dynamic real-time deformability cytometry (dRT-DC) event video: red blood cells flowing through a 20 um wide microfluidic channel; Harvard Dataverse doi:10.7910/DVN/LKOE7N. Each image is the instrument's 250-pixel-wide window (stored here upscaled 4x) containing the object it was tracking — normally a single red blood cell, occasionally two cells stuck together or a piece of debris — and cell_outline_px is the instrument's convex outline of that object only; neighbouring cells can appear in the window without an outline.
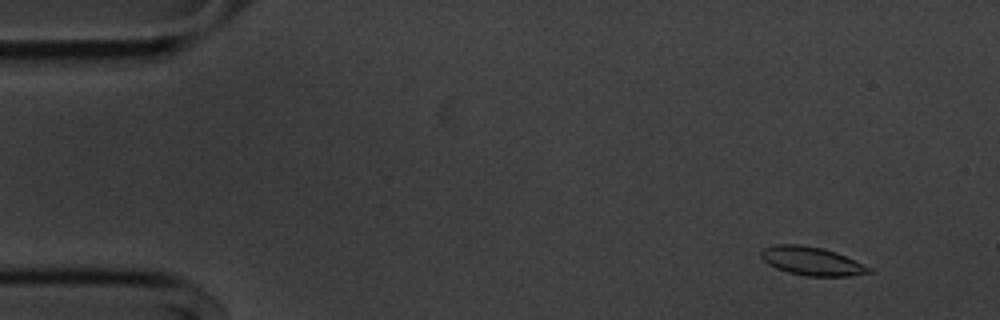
{"species": "common noctule bat (a hibernating species)", "species_latin": "Nyctalus noctula", "temperature_condition": "cold", "stored_images_in_passage": 55, "camera_frame_rate_fps": 3000, "um_per_image_px": 0.085, "animal": {"sex": "male", "body_mass_g": 20.1, "forearm_length_mm": 53.5}, "frame": {"image": 1, "passage_image": 4, "time_ms": 1.0, "image_size_px": [1000, 320], "cell_outline_px": [[872, 272], [848, 276], [804, 276], [788, 272], [776, 268], [768, 264], [760, 256], [760, 252], [764, 248], [776, 244], [800, 244], [824, 248], [836, 252], [864, 264], [872, 268]], "centroid_in_image_um": [68.99, 22.19], "position_along_channel_um": 16.0, "area_um2": 17.98}}
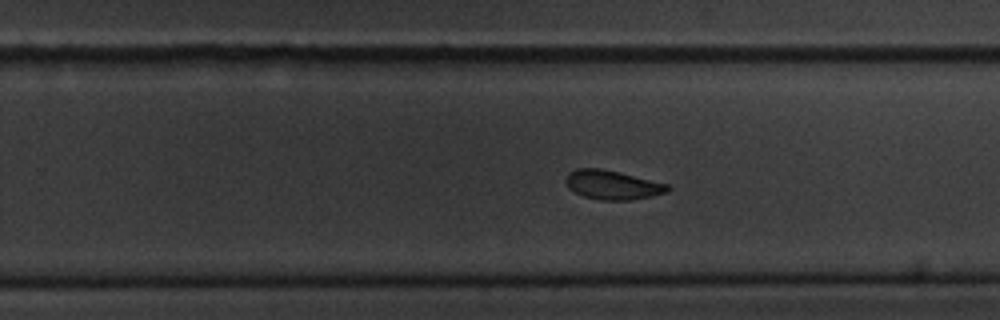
{"frame": {"image": 2, "passage_image": 34, "time_ms": 11.0, "image_size_px": [1000, 320], "cell_outline_px": [[672, 188], [668, 192], [652, 196], [632, 200], [600, 200], [584, 196], [568, 188], [564, 180], [568, 172], [576, 168], [600, 168], [668, 184]], "centroid_in_image_um": [52.04, 15.72], "position_along_channel_um": 277.8, "area_um2": 17.28}}
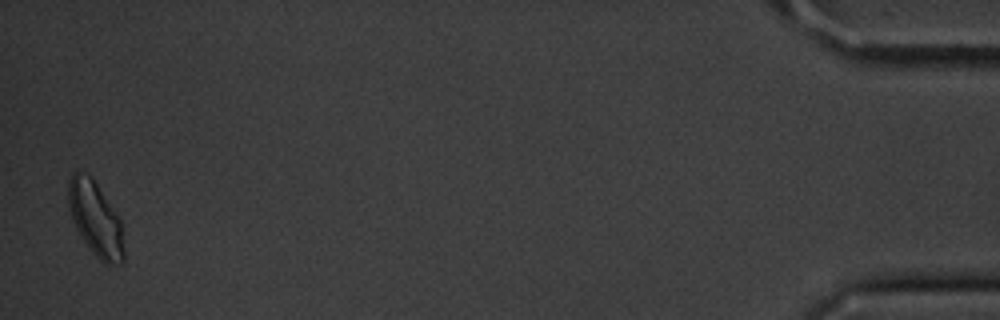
{"frame": {"image": 3, "passage_image": 54, "time_ms": 17.667, "image_size_px": [1000, 320], "cell_outline_px": [[124, 260], [120, 264], [104, 264], [88, 248], [80, 236], [72, 220], [68, 208], [68, 180], [72, 172], [76, 172], [92, 176], [120, 220], [124, 248]], "centroid_in_image_um": [8.09, 18.62], "position_along_channel_um": 427.1, "area_um2": 24.04}, "authors_computed_cell_mechanics": {"area_um2": 18.0914, "velocity_mm_per_s": 3.5794, "shape_relaxation_time_tau1_ms": 3.3862, "shape_relaxation_time_tau2_ms": 4.7472, "deformation_change_tau1": 0.0725, "deformation_change_tau2": 0.0894}}